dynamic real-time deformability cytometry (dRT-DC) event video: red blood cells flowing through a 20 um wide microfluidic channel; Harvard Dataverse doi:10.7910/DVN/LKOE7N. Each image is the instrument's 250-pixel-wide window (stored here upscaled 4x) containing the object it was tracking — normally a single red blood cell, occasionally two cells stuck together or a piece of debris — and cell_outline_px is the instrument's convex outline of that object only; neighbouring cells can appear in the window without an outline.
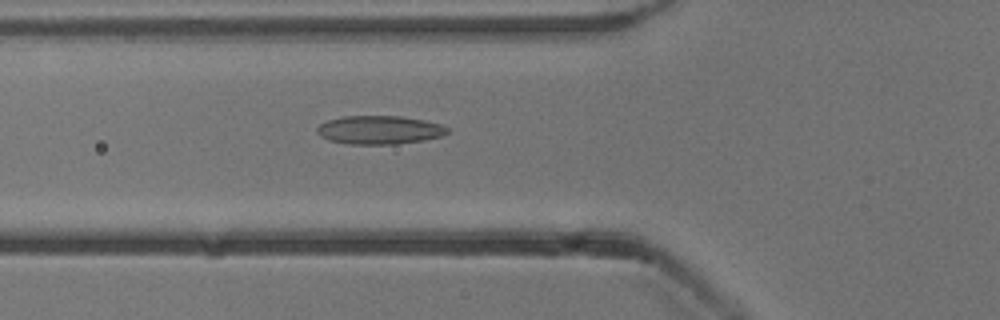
{"species": "common noctule bat (a hibernating species)", "species_latin": "Nyctalus noctula", "temperature_condition": "cold", "stored_images_in_passage": 44, "camera_frame_rate_fps": 3000, "um_per_image_px": 0.085, "animal": {"sex": "male", "body_mass_g": 13.3}, "frame": {"image": 1, "passage_image": 10, "time_ms": 3.0, "image_size_px": [1000, 320], "cell_outline_px": [[448, 132], [440, 136], [424, 140], [396, 144], [348, 144], [328, 140], [320, 136], [316, 132], [316, 128], [320, 124], [328, 120], [344, 116], [400, 116], [424, 120], [440, 124], [448, 128]], "centroid_in_image_um": [32.21, 11.04], "position_along_channel_um": 93.6, "area_um2": 21.62}}
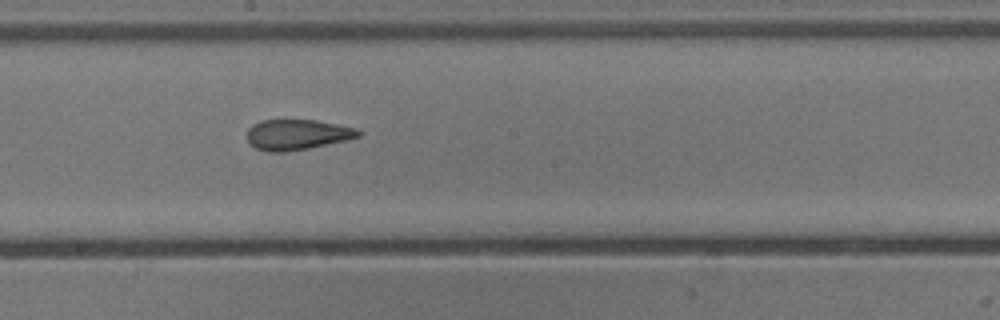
{"frame": {"image": 2, "passage_image": 20, "time_ms": 6.333, "image_size_px": [1000, 320], "cell_outline_px": [[364, 132], [360, 136], [348, 140], [308, 148], [284, 152], [268, 152], [256, 148], [248, 144], [248, 128], [252, 124], [260, 120], [316, 120], [356, 128]], "centroid_in_image_um": [25.26, 11.44], "position_along_channel_um": 222.9, "area_um2": 19.88}}
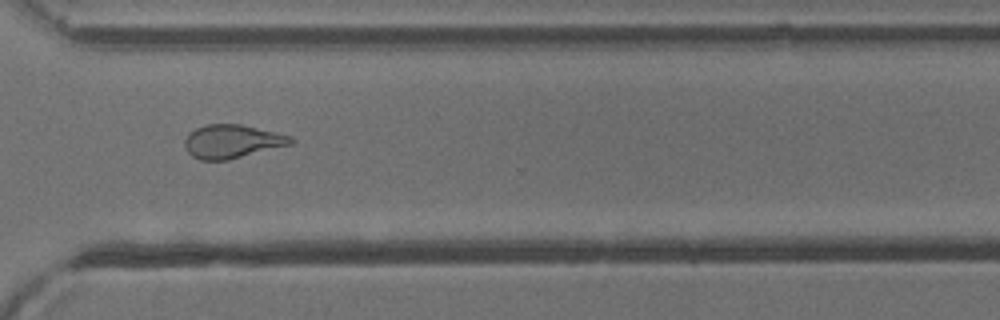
{"frame": {"image": 3, "passage_image": 30, "time_ms": 9.667, "image_size_px": [1000, 320], "cell_outline_px": [[296, 140], [292, 144], [228, 160], [200, 160], [192, 156], [184, 148], [184, 140], [196, 128], [208, 124], [240, 124], [292, 136]], "centroid_in_image_um": [19.74, 12.03], "position_along_channel_um": 350.9, "area_um2": 20.63}, "authors_computed_cell_mechanics": {"area_um2": 20.9525, "velocity_mm_per_s": 3.8576, "shape_relaxation_time_tau1_ms": null, "shape_relaxation_time_tau2_ms": 1.7592, "deformation_change_tau1": null, "deformation_change_tau2": 0.0884}}